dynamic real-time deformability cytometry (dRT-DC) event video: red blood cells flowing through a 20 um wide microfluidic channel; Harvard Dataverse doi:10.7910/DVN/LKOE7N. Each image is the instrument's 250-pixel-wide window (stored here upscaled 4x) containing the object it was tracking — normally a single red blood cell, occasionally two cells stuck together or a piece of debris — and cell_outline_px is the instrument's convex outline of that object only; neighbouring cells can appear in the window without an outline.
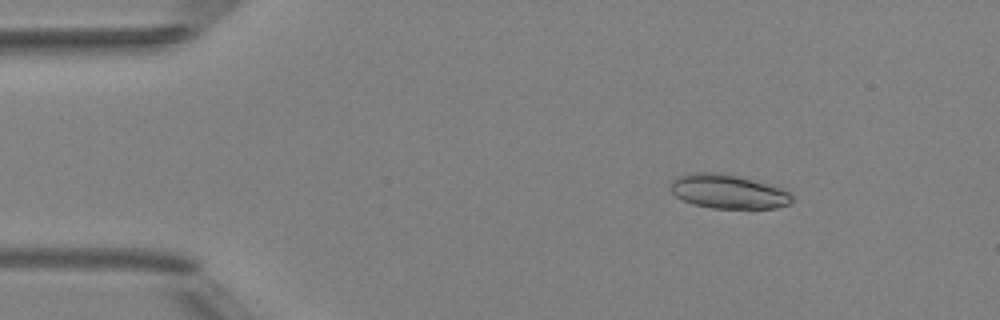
{"species": "Egyptian fruit bat (a non-hibernating species)", "species_latin": "Rousettus aegyptiacus", "temperature_condition": "room temperature", "stored_images_in_passage": 5, "camera_frame_rate_fps": 3000, "um_per_image_px": 0.085, "animal": {"sex": "female"}, "frame": {"image": 1, "passage_image": 3, "time_ms": 2.0, "image_size_px": [1000, 320], "cell_outline_px": [[792, 204], [776, 208], [712, 208], [692, 204], [676, 196], [672, 192], [672, 180], [676, 176], [684, 172], [728, 172], [784, 188], [792, 192]], "centroid_in_image_um": [61.93, 16.25], "position_along_channel_um": 23.1, "area_um2": 24.8}}